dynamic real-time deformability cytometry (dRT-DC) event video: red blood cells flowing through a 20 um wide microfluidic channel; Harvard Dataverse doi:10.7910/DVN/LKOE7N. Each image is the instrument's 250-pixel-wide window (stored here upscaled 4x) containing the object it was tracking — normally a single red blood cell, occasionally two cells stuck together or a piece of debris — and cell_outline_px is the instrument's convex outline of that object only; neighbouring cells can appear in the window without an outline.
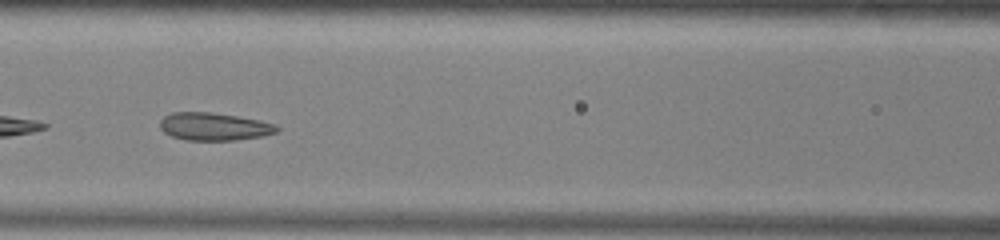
{"species": "common noctule bat (a hibernating species)", "species_latin": "Nyctalus noctula", "temperature_condition": "warm", "stored_images_in_passage": 19, "camera_frame_rate_fps": 3000, "um_per_image_px": 0.085, "animal": {"sex": "male", "body_mass_g": 13.0, "forearm_length_mm": 53.1}, "frame": {"image": 1, "passage_image": 16, "time_ms": 5.0, "image_size_px": [1000, 240], "cell_outline_px": [[280, 128], [276, 132], [260, 136], [236, 140], [188, 140], [172, 136], [164, 132], [160, 128], [160, 120], [164, 116], [172, 112], [208, 112], [236, 116], [260, 120], [276, 124]], "centroid_in_image_um": [18.19, 10.75], "position_along_channel_um": 148.4, "area_um2": 18.79}}